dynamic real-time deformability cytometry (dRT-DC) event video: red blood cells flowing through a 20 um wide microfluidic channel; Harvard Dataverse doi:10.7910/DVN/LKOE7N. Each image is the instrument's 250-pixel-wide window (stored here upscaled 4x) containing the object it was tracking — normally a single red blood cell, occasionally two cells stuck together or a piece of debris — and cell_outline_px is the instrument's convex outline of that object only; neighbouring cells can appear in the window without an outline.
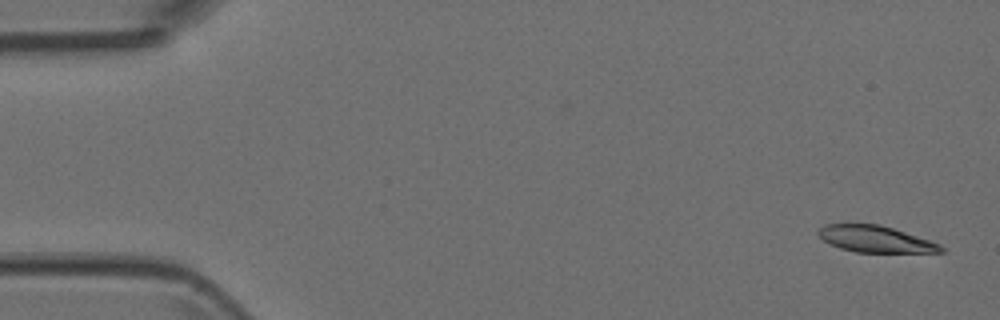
{"species": "Egyptian fruit bat (a non-hibernating species)", "species_latin": "Rousettus aegyptiacus", "temperature_condition": "room temperature", "stored_images_in_passage": 7, "camera_frame_rate_fps": 3000, "um_per_image_px": 0.085, "animal": {"sex": "female"}, "frame": {"image": 1, "passage_image": 1, "time_ms": 0.0, "image_size_px": [1000, 320], "cell_outline_px": [[944, 252], [856, 252], [840, 248], [824, 240], [816, 232], [824, 224], [880, 224], [940, 244], [944, 248]], "centroid_in_image_um": [74.39, 20.32], "position_along_channel_um": 10.6, "area_um2": 18.61}}
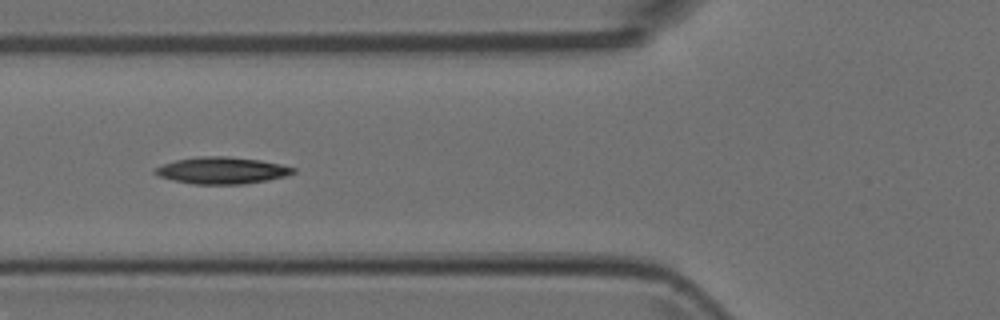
{"frame": {"image": 2, "passage_image": 6, "time_ms": 1.667, "image_size_px": [1000, 320], "cell_outline_px": [[296, 172], [284, 176], [268, 180], [244, 184], [192, 184], [172, 180], [160, 176], [152, 172], [156, 168], [164, 164], [176, 160], [196, 156], [228, 156], [260, 160], [280, 164], [296, 168]], "centroid_in_image_um": [18.86, 14.48], "position_along_channel_um": 106.9, "area_um2": 21.56}}
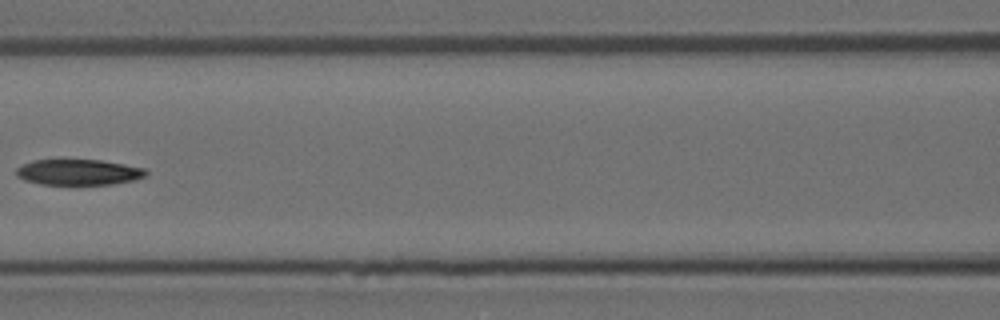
{"frame": {"image": 3, "passage_image": 7, "time_ms": 2.0, "image_size_px": [1000, 320], "cell_outline_px": [[148, 172], [144, 176], [132, 180], [112, 184], [40, 184], [24, 180], [16, 176], [16, 168], [32, 160], [100, 160], [124, 164], [144, 168]], "centroid_in_image_um": [6.64, 14.63], "position_along_channel_um": 160.0, "area_um2": 19.25}}